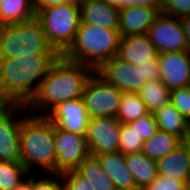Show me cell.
I'll use <instances>...</instances> for the list:
<instances>
[{
  "label": "cell",
  "instance_id": "1",
  "mask_svg": "<svg viewBox=\"0 0 190 190\" xmlns=\"http://www.w3.org/2000/svg\"><path fill=\"white\" fill-rule=\"evenodd\" d=\"M60 55L0 58V103L27 104Z\"/></svg>",
  "mask_w": 190,
  "mask_h": 190
},
{
  "label": "cell",
  "instance_id": "2",
  "mask_svg": "<svg viewBox=\"0 0 190 190\" xmlns=\"http://www.w3.org/2000/svg\"><path fill=\"white\" fill-rule=\"evenodd\" d=\"M93 72L89 66L59 56L42 80L36 94L26 104L27 110L31 109L29 113L35 110L31 113L34 115H45L60 102L81 98L85 84Z\"/></svg>",
  "mask_w": 190,
  "mask_h": 190
},
{
  "label": "cell",
  "instance_id": "3",
  "mask_svg": "<svg viewBox=\"0 0 190 190\" xmlns=\"http://www.w3.org/2000/svg\"><path fill=\"white\" fill-rule=\"evenodd\" d=\"M25 115L20 126L21 163L30 173L36 167L56 173L55 125L45 115Z\"/></svg>",
  "mask_w": 190,
  "mask_h": 190
},
{
  "label": "cell",
  "instance_id": "4",
  "mask_svg": "<svg viewBox=\"0 0 190 190\" xmlns=\"http://www.w3.org/2000/svg\"><path fill=\"white\" fill-rule=\"evenodd\" d=\"M120 39L118 29L80 22L72 45L62 56L96 71L102 64L118 55Z\"/></svg>",
  "mask_w": 190,
  "mask_h": 190
},
{
  "label": "cell",
  "instance_id": "5",
  "mask_svg": "<svg viewBox=\"0 0 190 190\" xmlns=\"http://www.w3.org/2000/svg\"><path fill=\"white\" fill-rule=\"evenodd\" d=\"M26 55H59L48 43L36 16L21 23L0 26V58Z\"/></svg>",
  "mask_w": 190,
  "mask_h": 190
},
{
  "label": "cell",
  "instance_id": "6",
  "mask_svg": "<svg viewBox=\"0 0 190 190\" xmlns=\"http://www.w3.org/2000/svg\"><path fill=\"white\" fill-rule=\"evenodd\" d=\"M36 17L48 43L62 56L72 45L81 22L78 0L39 9Z\"/></svg>",
  "mask_w": 190,
  "mask_h": 190
},
{
  "label": "cell",
  "instance_id": "7",
  "mask_svg": "<svg viewBox=\"0 0 190 190\" xmlns=\"http://www.w3.org/2000/svg\"><path fill=\"white\" fill-rule=\"evenodd\" d=\"M95 72L123 92L138 93L147 82L159 79L160 68L158 56L141 66L130 64L115 56Z\"/></svg>",
  "mask_w": 190,
  "mask_h": 190
},
{
  "label": "cell",
  "instance_id": "8",
  "mask_svg": "<svg viewBox=\"0 0 190 190\" xmlns=\"http://www.w3.org/2000/svg\"><path fill=\"white\" fill-rule=\"evenodd\" d=\"M122 94L94 71L85 84L82 99L91 118L116 117Z\"/></svg>",
  "mask_w": 190,
  "mask_h": 190
},
{
  "label": "cell",
  "instance_id": "9",
  "mask_svg": "<svg viewBox=\"0 0 190 190\" xmlns=\"http://www.w3.org/2000/svg\"><path fill=\"white\" fill-rule=\"evenodd\" d=\"M24 112H29L25 104L0 103V161L21 163L20 126L25 116L20 114Z\"/></svg>",
  "mask_w": 190,
  "mask_h": 190
},
{
  "label": "cell",
  "instance_id": "10",
  "mask_svg": "<svg viewBox=\"0 0 190 190\" xmlns=\"http://www.w3.org/2000/svg\"><path fill=\"white\" fill-rule=\"evenodd\" d=\"M56 173L73 171L90 155L86 135L64 131L55 126Z\"/></svg>",
  "mask_w": 190,
  "mask_h": 190
},
{
  "label": "cell",
  "instance_id": "11",
  "mask_svg": "<svg viewBox=\"0 0 190 190\" xmlns=\"http://www.w3.org/2000/svg\"><path fill=\"white\" fill-rule=\"evenodd\" d=\"M150 42L158 54L189 50L183 26L179 18L160 13L148 30Z\"/></svg>",
  "mask_w": 190,
  "mask_h": 190
},
{
  "label": "cell",
  "instance_id": "12",
  "mask_svg": "<svg viewBox=\"0 0 190 190\" xmlns=\"http://www.w3.org/2000/svg\"><path fill=\"white\" fill-rule=\"evenodd\" d=\"M121 123L116 117L89 119L86 141L91 156L117 152L120 145Z\"/></svg>",
  "mask_w": 190,
  "mask_h": 190
},
{
  "label": "cell",
  "instance_id": "13",
  "mask_svg": "<svg viewBox=\"0 0 190 190\" xmlns=\"http://www.w3.org/2000/svg\"><path fill=\"white\" fill-rule=\"evenodd\" d=\"M45 116L58 128L78 135H86L91 118L82 97L56 104Z\"/></svg>",
  "mask_w": 190,
  "mask_h": 190
},
{
  "label": "cell",
  "instance_id": "14",
  "mask_svg": "<svg viewBox=\"0 0 190 190\" xmlns=\"http://www.w3.org/2000/svg\"><path fill=\"white\" fill-rule=\"evenodd\" d=\"M159 79L169 89L190 86V50L158 54Z\"/></svg>",
  "mask_w": 190,
  "mask_h": 190
},
{
  "label": "cell",
  "instance_id": "15",
  "mask_svg": "<svg viewBox=\"0 0 190 190\" xmlns=\"http://www.w3.org/2000/svg\"><path fill=\"white\" fill-rule=\"evenodd\" d=\"M162 8L128 7L120 9L118 31L121 37L147 34Z\"/></svg>",
  "mask_w": 190,
  "mask_h": 190
},
{
  "label": "cell",
  "instance_id": "16",
  "mask_svg": "<svg viewBox=\"0 0 190 190\" xmlns=\"http://www.w3.org/2000/svg\"><path fill=\"white\" fill-rule=\"evenodd\" d=\"M117 56L130 64L141 66L157 57L158 52L150 42L149 36L142 34L121 37Z\"/></svg>",
  "mask_w": 190,
  "mask_h": 190
},
{
  "label": "cell",
  "instance_id": "17",
  "mask_svg": "<svg viewBox=\"0 0 190 190\" xmlns=\"http://www.w3.org/2000/svg\"><path fill=\"white\" fill-rule=\"evenodd\" d=\"M156 164L158 175L186 182L190 186V159L185 142L168 155L156 160Z\"/></svg>",
  "mask_w": 190,
  "mask_h": 190
},
{
  "label": "cell",
  "instance_id": "18",
  "mask_svg": "<svg viewBox=\"0 0 190 190\" xmlns=\"http://www.w3.org/2000/svg\"><path fill=\"white\" fill-rule=\"evenodd\" d=\"M81 22L118 29L120 10L100 0H78Z\"/></svg>",
  "mask_w": 190,
  "mask_h": 190
},
{
  "label": "cell",
  "instance_id": "19",
  "mask_svg": "<svg viewBox=\"0 0 190 190\" xmlns=\"http://www.w3.org/2000/svg\"><path fill=\"white\" fill-rule=\"evenodd\" d=\"M102 169L113 180L116 189L135 188V180L125 163V156L120 151L103 153L95 156Z\"/></svg>",
  "mask_w": 190,
  "mask_h": 190
},
{
  "label": "cell",
  "instance_id": "20",
  "mask_svg": "<svg viewBox=\"0 0 190 190\" xmlns=\"http://www.w3.org/2000/svg\"><path fill=\"white\" fill-rule=\"evenodd\" d=\"M125 163L134 177L136 187L144 190L158 176L156 160L143 152L126 154Z\"/></svg>",
  "mask_w": 190,
  "mask_h": 190
},
{
  "label": "cell",
  "instance_id": "21",
  "mask_svg": "<svg viewBox=\"0 0 190 190\" xmlns=\"http://www.w3.org/2000/svg\"><path fill=\"white\" fill-rule=\"evenodd\" d=\"M153 114L159 130L173 134L183 142L187 139L188 121L171 102L160 107Z\"/></svg>",
  "mask_w": 190,
  "mask_h": 190
},
{
  "label": "cell",
  "instance_id": "22",
  "mask_svg": "<svg viewBox=\"0 0 190 190\" xmlns=\"http://www.w3.org/2000/svg\"><path fill=\"white\" fill-rule=\"evenodd\" d=\"M35 16L33 0H0V26L21 23Z\"/></svg>",
  "mask_w": 190,
  "mask_h": 190
},
{
  "label": "cell",
  "instance_id": "23",
  "mask_svg": "<svg viewBox=\"0 0 190 190\" xmlns=\"http://www.w3.org/2000/svg\"><path fill=\"white\" fill-rule=\"evenodd\" d=\"M183 141L177 136L157 130L155 134L144 141L142 152L153 160H158L168 155L179 147Z\"/></svg>",
  "mask_w": 190,
  "mask_h": 190
},
{
  "label": "cell",
  "instance_id": "24",
  "mask_svg": "<svg viewBox=\"0 0 190 190\" xmlns=\"http://www.w3.org/2000/svg\"><path fill=\"white\" fill-rule=\"evenodd\" d=\"M76 171L89 181L94 190H116L113 180L102 169L95 156L89 155Z\"/></svg>",
  "mask_w": 190,
  "mask_h": 190
},
{
  "label": "cell",
  "instance_id": "25",
  "mask_svg": "<svg viewBox=\"0 0 190 190\" xmlns=\"http://www.w3.org/2000/svg\"><path fill=\"white\" fill-rule=\"evenodd\" d=\"M146 104L149 113H155L160 107L170 103L171 90L158 79L147 82L138 92Z\"/></svg>",
  "mask_w": 190,
  "mask_h": 190
},
{
  "label": "cell",
  "instance_id": "26",
  "mask_svg": "<svg viewBox=\"0 0 190 190\" xmlns=\"http://www.w3.org/2000/svg\"><path fill=\"white\" fill-rule=\"evenodd\" d=\"M146 104L137 92H123L116 119L120 123L128 124L148 114Z\"/></svg>",
  "mask_w": 190,
  "mask_h": 190
},
{
  "label": "cell",
  "instance_id": "27",
  "mask_svg": "<svg viewBox=\"0 0 190 190\" xmlns=\"http://www.w3.org/2000/svg\"><path fill=\"white\" fill-rule=\"evenodd\" d=\"M30 174L22 164L11 161H0V190H14Z\"/></svg>",
  "mask_w": 190,
  "mask_h": 190
},
{
  "label": "cell",
  "instance_id": "28",
  "mask_svg": "<svg viewBox=\"0 0 190 190\" xmlns=\"http://www.w3.org/2000/svg\"><path fill=\"white\" fill-rule=\"evenodd\" d=\"M144 141L129 124L121 123L119 151L126 155L142 152Z\"/></svg>",
  "mask_w": 190,
  "mask_h": 190
},
{
  "label": "cell",
  "instance_id": "29",
  "mask_svg": "<svg viewBox=\"0 0 190 190\" xmlns=\"http://www.w3.org/2000/svg\"><path fill=\"white\" fill-rule=\"evenodd\" d=\"M128 124L132 130L136 131L143 141L151 138L158 130L153 113H148L135 121L129 122Z\"/></svg>",
  "mask_w": 190,
  "mask_h": 190
},
{
  "label": "cell",
  "instance_id": "30",
  "mask_svg": "<svg viewBox=\"0 0 190 190\" xmlns=\"http://www.w3.org/2000/svg\"><path fill=\"white\" fill-rule=\"evenodd\" d=\"M170 102L187 121L190 120V86L171 90Z\"/></svg>",
  "mask_w": 190,
  "mask_h": 190
},
{
  "label": "cell",
  "instance_id": "31",
  "mask_svg": "<svg viewBox=\"0 0 190 190\" xmlns=\"http://www.w3.org/2000/svg\"><path fill=\"white\" fill-rule=\"evenodd\" d=\"M161 12L179 19L190 16V0H163Z\"/></svg>",
  "mask_w": 190,
  "mask_h": 190
},
{
  "label": "cell",
  "instance_id": "32",
  "mask_svg": "<svg viewBox=\"0 0 190 190\" xmlns=\"http://www.w3.org/2000/svg\"><path fill=\"white\" fill-rule=\"evenodd\" d=\"M63 187L66 190H94L88 180L82 177L76 170L61 174Z\"/></svg>",
  "mask_w": 190,
  "mask_h": 190
},
{
  "label": "cell",
  "instance_id": "33",
  "mask_svg": "<svg viewBox=\"0 0 190 190\" xmlns=\"http://www.w3.org/2000/svg\"><path fill=\"white\" fill-rule=\"evenodd\" d=\"M144 190H190L186 182L158 175Z\"/></svg>",
  "mask_w": 190,
  "mask_h": 190
},
{
  "label": "cell",
  "instance_id": "34",
  "mask_svg": "<svg viewBox=\"0 0 190 190\" xmlns=\"http://www.w3.org/2000/svg\"><path fill=\"white\" fill-rule=\"evenodd\" d=\"M47 177H42L37 180V176L32 175V190H61L63 182L60 174L47 173Z\"/></svg>",
  "mask_w": 190,
  "mask_h": 190
},
{
  "label": "cell",
  "instance_id": "35",
  "mask_svg": "<svg viewBox=\"0 0 190 190\" xmlns=\"http://www.w3.org/2000/svg\"><path fill=\"white\" fill-rule=\"evenodd\" d=\"M135 6L162 8L163 0H122V9Z\"/></svg>",
  "mask_w": 190,
  "mask_h": 190
},
{
  "label": "cell",
  "instance_id": "36",
  "mask_svg": "<svg viewBox=\"0 0 190 190\" xmlns=\"http://www.w3.org/2000/svg\"><path fill=\"white\" fill-rule=\"evenodd\" d=\"M75 1L76 0H33L35 12L45 7H50L58 4H63L66 2H75Z\"/></svg>",
  "mask_w": 190,
  "mask_h": 190
},
{
  "label": "cell",
  "instance_id": "37",
  "mask_svg": "<svg viewBox=\"0 0 190 190\" xmlns=\"http://www.w3.org/2000/svg\"><path fill=\"white\" fill-rule=\"evenodd\" d=\"M180 21L183 26V30L190 50V16L183 17L180 19Z\"/></svg>",
  "mask_w": 190,
  "mask_h": 190
},
{
  "label": "cell",
  "instance_id": "38",
  "mask_svg": "<svg viewBox=\"0 0 190 190\" xmlns=\"http://www.w3.org/2000/svg\"><path fill=\"white\" fill-rule=\"evenodd\" d=\"M14 190H32V173L22 181Z\"/></svg>",
  "mask_w": 190,
  "mask_h": 190
},
{
  "label": "cell",
  "instance_id": "39",
  "mask_svg": "<svg viewBox=\"0 0 190 190\" xmlns=\"http://www.w3.org/2000/svg\"><path fill=\"white\" fill-rule=\"evenodd\" d=\"M105 2L106 4L115 7L117 9H122V0H100Z\"/></svg>",
  "mask_w": 190,
  "mask_h": 190
},
{
  "label": "cell",
  "instance_id": "40",
  "mask_svg": "<svg viewBox=\"0 0 190 190\" xmlns=\"http://www.w3.org/2000/svg\"><path fill=\"white\" fill-rule=\"evenodd\" d=\"M185 143H190V120L188 121V134L187 139L184 141Z\"/></svg>",
  "mask_w": 190,
  "mask_h": 190
},
{
  "label": "cell",
  "instance_id": "41",
  "mask_svg": "<svg viewBox=\"0 0 190 190\" xmlns=\"http://www.w3.org/2000/svg\"><path fill=\"white\" fill-rule=\"evenodd\" d=\"M116 190H142V189L135 187V188H129V189H116Z\"/></svg>",
  "mask_w": 190,
  "mask_h": 190
},
{
  "label": "cell",
  "instance_id": "42",
  "mask_svg": "<svg viewBox=\"0 0 190 190\" xmlns=\"http://www.w3.org/2000/svg\"><path fill=\"white\" fill-rule=\"evenodd\" d=\"M187 144V148H188V151H189V159H190V143H186Z\"/></svg>",
  "mask_w": 190,
  "mask_h": 190
}]
</instances>
